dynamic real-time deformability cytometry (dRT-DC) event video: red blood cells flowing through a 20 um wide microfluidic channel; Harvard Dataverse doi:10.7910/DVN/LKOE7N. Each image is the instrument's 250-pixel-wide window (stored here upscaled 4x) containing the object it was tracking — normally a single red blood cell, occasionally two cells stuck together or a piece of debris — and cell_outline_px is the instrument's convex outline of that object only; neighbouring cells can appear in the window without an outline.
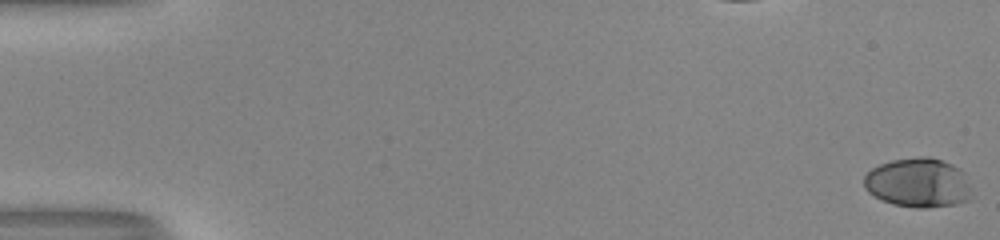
{"species": "human", "species_latin": "Homo sapiens", "temperature_condition": "room temperature", "stored_images_in_passage": 54, "camera_frame_rate_fps": 3000, "um_per_image_px": 0.085, "donor": {"sex": "male"}, "frame": {"image": 1, "passage_image": 1, "time_ms": 0.0, "image_size_px": [1000, 240], "cell_outline_px": [[968, 200], [956, 204], [924, 208], [916, 208], [892, 204], [868, 192], [864, 188], [864, 176], [872, 168], [880, 164], [892, 160], [920, 156], [928, 156], [952, 164], [960, 168], [964, 172], [968, 184]], "centroid_in_image_um": [78.02, 15.52], "position_along_channel_um": 7.0, "area_um2": 30.75}}
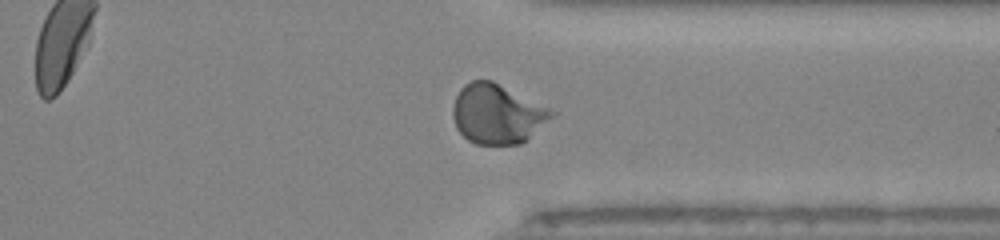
{"frame": {"image": 2, "passage_image": 42, "time_ms": 13.667, "image_size_px": [1000, 240], "cell_outline_px": [[556, 116], [520, 144], [476, 144], [468, 140], [456, 128], [452, 116], [452, 108], [456, 96], [460, 88], [464, 84], [472, 80], [492, 80], [556, 112]], "centroid_in_image_um": [42.24, 9.69], "position_along_channel_um": 369.2, "area_um2": 34.16}}
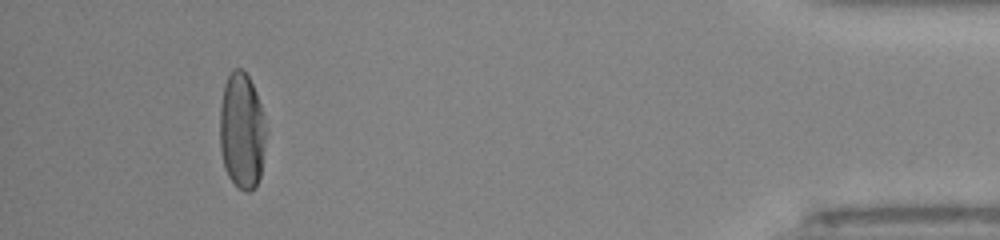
{"frame": {"image": 3, "passage_image": 50, "time_ms": 16.333, "image_size_px": [1000, 240], "cell_outline_px": [[268, 132], [260, 176], [256, 188], [248, 192], [244, 192], [228, 176], [224, 168], [220, 148], [220, 104], [224, 84], [232, 68], [240, 68], [248, 76], [256, 92], [268, 128]], "centroid_in_image_um": [20.58, 11.13], "position_along_channel_um": 414.6, "area_um2": 31.91}, "authors_computed_cell_mechanics": {"area_um2": 31.7322, "velocity_mm_per_s": 4.0532, "shape_relaxation_time_tau1_ms": 4.0904, "shape_relaxation_time_tau2_ms": null, "deformation_change_tau1": 0.2018, "deformation_change_tau2": null}}